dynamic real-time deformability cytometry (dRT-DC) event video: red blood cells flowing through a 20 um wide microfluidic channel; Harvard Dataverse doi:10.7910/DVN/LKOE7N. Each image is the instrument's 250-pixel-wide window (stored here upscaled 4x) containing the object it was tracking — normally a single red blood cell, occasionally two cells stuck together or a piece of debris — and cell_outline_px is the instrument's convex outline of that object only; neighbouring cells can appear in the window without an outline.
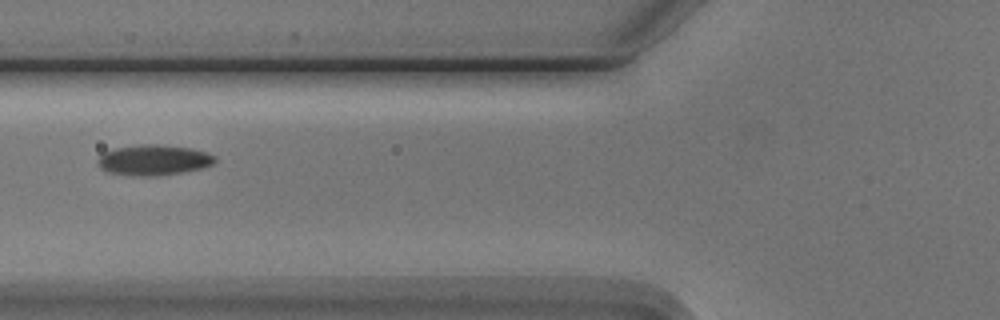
{"species": "Egyptian fruit bat (a non-hibernating species)", "species_latin": "Rousettus aegyptiacus", "temperature_condition": "cold", "stored_images_in_passage": 5, "camera_frame_rate_fps": 3000, "um_per_image_px": 0.085, "animal": {"sex": "male"}, "frame": {"image": 1, "passage_image": 2, "time_ms": 1.0, "image_size_px": [1000, 320], "cell_outline_px": [[216, 160], [212, 164], [200, 168], [180, 172], [148, 176], [132, 176], [108, 172], [100, 168], [96, 160], [104, 152], [116, 148], [140, 144], [156, 144], [192, 148], [208, 152], [216, 156]], "centroid_in_image_um": [13.04, 13.59], "position_along_channel_um": 112.8, "area_um2": 20.75}}
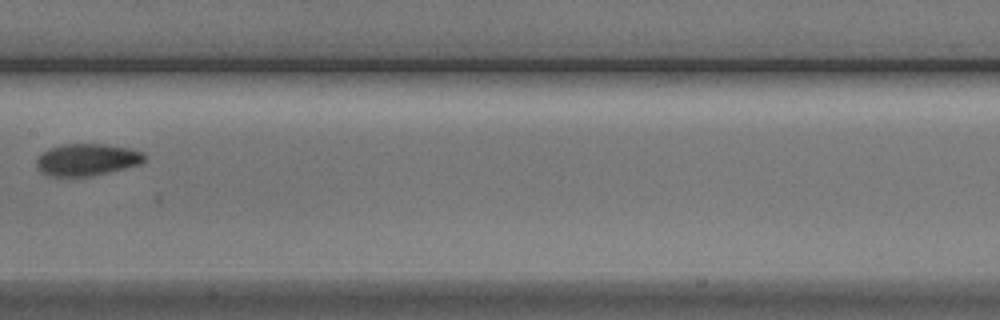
{"frame": {"image": 2, "passage_image": 4, "time_ms": 3.333, "image_size_px": [1000, 320], "cell_outline_px": [[148, 160], [140, 164], [92, 176], [48, 176], [40, 172], [36, 164], [36, 160], [48, 148], [60, 144], [104, 144], [132, 148], [144, 152], [148, 156]], "centroid_in_image_um": [7.44, 13.56], "position_along_channel_um": 200.0, "area_um2": 20.4}}
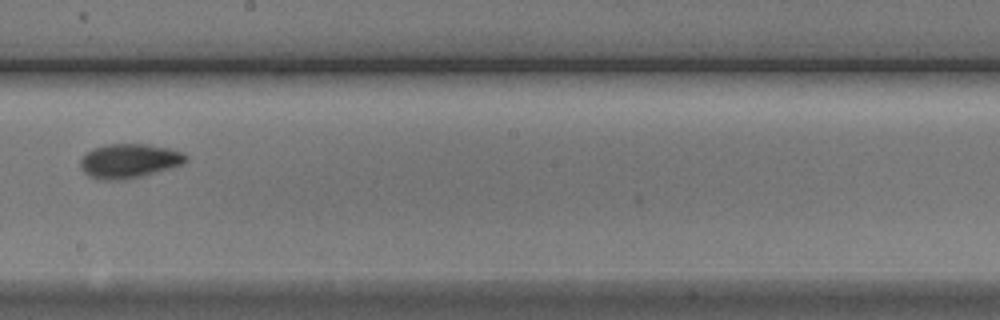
{"frame": {"image": 3, "passage_image": 5, "time_ms": 4.333, "image_size_px": [1000, 320], "cell_outline_px": [[188, 160], [180, 164], [144, 176], [124, 180], [96, 180], [88, 176], [84, 172], [80, 164], [80, 160], [92, 148], [108, 144], [148, 144], [168, 148], [180, 152], [188, 156]], "centroid_in_image_um": [10.94, 13.69], "position_along_channel_um": 237.3, "area_um2": 21.04}}